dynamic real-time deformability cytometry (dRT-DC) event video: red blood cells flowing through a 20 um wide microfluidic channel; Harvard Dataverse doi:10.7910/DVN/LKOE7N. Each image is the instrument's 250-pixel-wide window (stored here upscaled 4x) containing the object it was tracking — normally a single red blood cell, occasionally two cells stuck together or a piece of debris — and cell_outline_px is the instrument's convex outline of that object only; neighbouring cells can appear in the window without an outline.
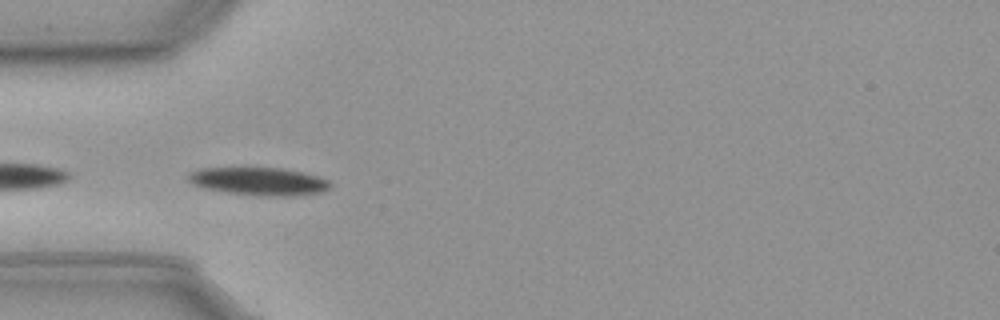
{"species": "common noctule bat (a hibernating species)", "species_latin": "Nyctalus noctula", "temperature_condition": "cold", "stored_images_in_passage": 11, "camera_frame_rate_fps": 3000, "um_per_image_px": 0.085, "animal": {"sex": "male", "body_mass_g": 23.1, "forearm_length_mm": 52.7}, "frame": {"image": 1, "passage_image": 1, "time_ms": 0.0, "image_size_px": [1000, 320], "cell_outline_px": [[332, 188], [324, 192], [292, 196], [272, 196], [228, 192], [204, 188], [192, 184], [188, 180], [188, 176], [192, 172], [200, 168], [280, 168], [300, 172], [316, 176], [328, 180], [332, 184]], "centroid_in_image_um": [22.05, 15.42], "position_along_channel_um": 63.0, "area_um2": 22.83}}